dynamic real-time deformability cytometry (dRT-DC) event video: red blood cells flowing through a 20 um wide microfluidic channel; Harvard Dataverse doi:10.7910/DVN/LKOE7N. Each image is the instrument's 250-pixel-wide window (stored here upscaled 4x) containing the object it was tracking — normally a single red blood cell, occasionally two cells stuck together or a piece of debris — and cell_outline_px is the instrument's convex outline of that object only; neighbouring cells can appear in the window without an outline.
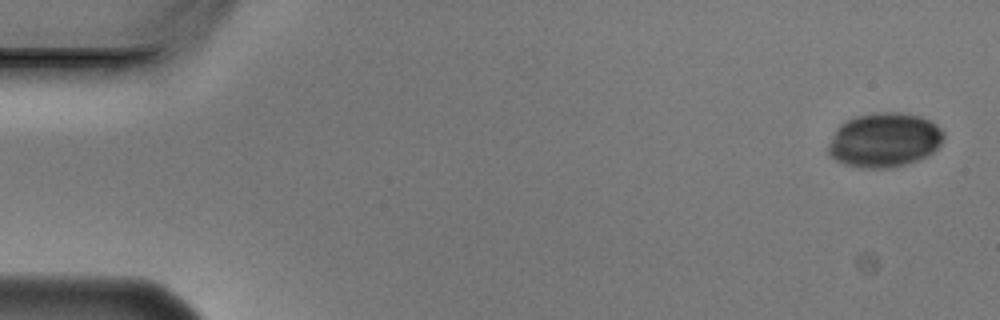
{"species": "Egyptian fruit bat (a non-hibernating species)", "species_latin": "Rousettus aegyptiacus", "temperature_condition": "cold", "stored_images_in_passage": 4, "camera_frame_rate_fps": 3000, "um_per_image_px": 0.085, "animal": {"sex": "male"}, "frame": {"image": 1, "passage_image": 1, "time_ms": 0.0, "image_size_px": [1000, 320], "cell_outline_px": [[944, 136], [940, 144], [932, 152], [916, 160], [904, 164], [888, 168], [856, 168], [844, 164], [828, 156], [828, 144], [836, 128], [840, 124], [856, 116], [880, 112], [900, 112], [920, 116], [936, 124], [944, 132]], "centroid_in_image_um": [75.13, 11.9], "position_along_channel_um": 9.9, "area_um2": 36.53}}